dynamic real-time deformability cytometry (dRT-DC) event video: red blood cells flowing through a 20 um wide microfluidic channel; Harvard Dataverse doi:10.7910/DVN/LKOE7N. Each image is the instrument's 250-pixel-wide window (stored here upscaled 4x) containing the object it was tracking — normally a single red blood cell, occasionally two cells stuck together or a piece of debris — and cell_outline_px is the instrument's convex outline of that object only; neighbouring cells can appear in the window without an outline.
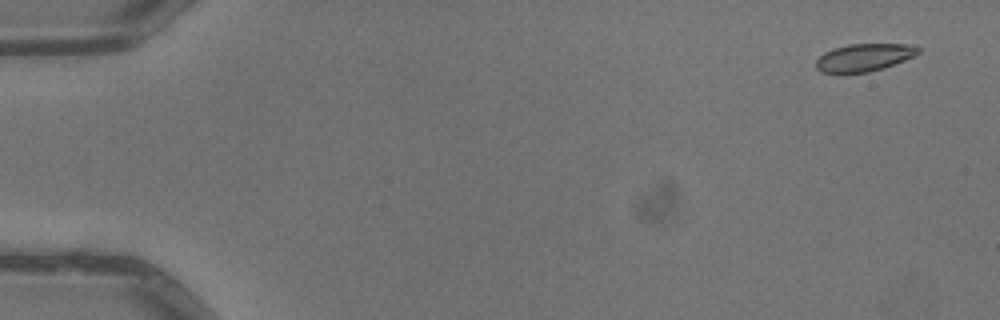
{"species": "common noctule bat (a hibernating species)", "species_latin": "Nyctalus noctula", "temperature_condition": "warm", "stored_images_in_passage": 4, "camera_frame_rate_fps": 3000, "um_per_image_px": 0.085, "animal": {"sex": "male", "body_mass_g": 13.3}, "frame": {"image": 1, "passage_image": 1, "time_ms": 0.0, "image_size_px": [1000, 320], "cell_outline_px": [[920, 52], [904, 60], [884, 68], [868, 72], [820, 72], [816, 68], [816, 60], [824, 52], [832, 48], [848, 44], [908, 44], [920, 48]], "centroid_in_image_um": [73.43, 4.87], "position_along_channel_um": 11.6, "area_um2": 16.3}}
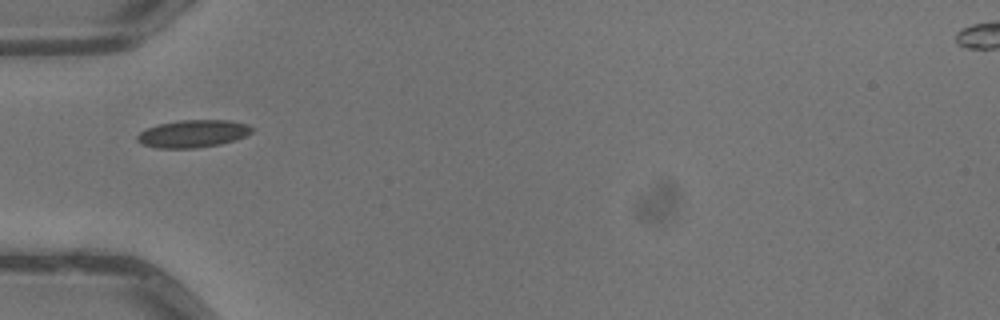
{"frame": {"image": 2, "passage_image": 4, "time_ms": 1.0, "image_size_px": [1000, 320], "cell_outline_px": [[252, 132], [244, 136], [220, 144], [196, 148], [156, 148], [144, 144], [136, 140], [136, 136], [140, 132], [148, 128], [160, 124], [180, 120], [228, 120], [248, 124], [252, 128]], "centroid_in_image_um": [16.39, 11.36], "position_along_channel_um": 68.6, "area_um2": 18.15}}